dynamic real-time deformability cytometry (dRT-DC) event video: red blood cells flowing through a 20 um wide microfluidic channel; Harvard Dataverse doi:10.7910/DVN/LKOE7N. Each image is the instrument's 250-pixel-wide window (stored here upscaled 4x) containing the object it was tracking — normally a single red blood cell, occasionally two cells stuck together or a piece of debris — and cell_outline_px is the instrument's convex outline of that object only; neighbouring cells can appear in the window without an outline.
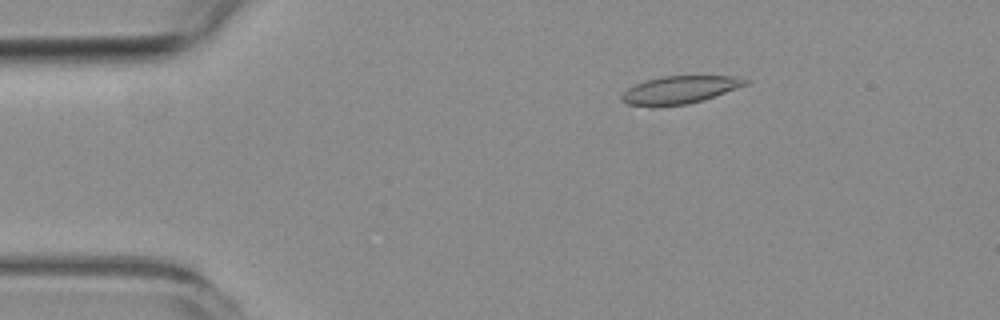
{"species": "common noctule bat (a hibernating species)", "species_latin": "Nyctalus noctula", "temperature_condition": "room temperature", "stored_images_in_passage": 4, "camera_frame_rate_fps": 3000, "um_per_image_px": 0.085, "animal": {"sex": "female", "body_mass_g": 19.3, "forearm_length_mm": 54.1}, "frame": {"image": 1, "passage_image": 1, "time_ms": 0.0, "image_size_px": [1000, 320], "cell_outline_px": [[752, 80], [748, 84], [704, 100], [688, 104], [656, 108], [652, 108], [628, 104], [620, 100], [620, 96], [628, 88], [644, 80], [664, 76], [732, 76]], "centroid_in_image_um": [57.74, 7.66], "position_along_channel_um": 27.3, "area_um2": 20.4}}
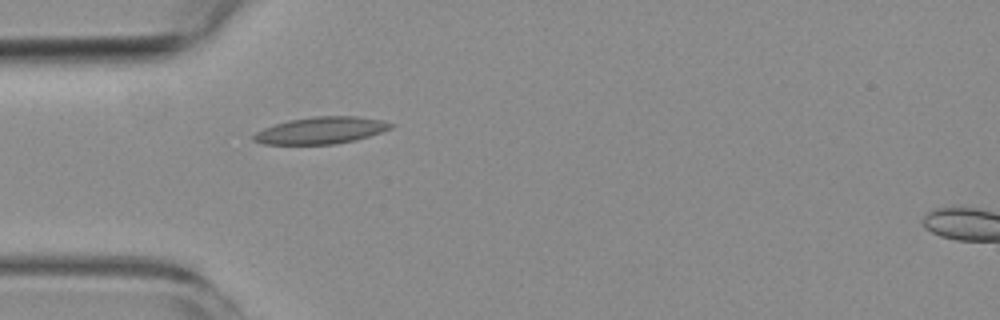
{"frame": {"image": 2, "passage_image": 3, "time_ms": 2.333, "image_size_px": [1000, 320], "cell_outline_px": [[396, 124], [392, 128], [356, 140], [336, 144], [264, 144], [252, 140], [252, 136], [256, 132], [264, 128], [288, 120], [316, 116], [356, 116], [380, 120]], "centroid_in_image_um": [27.28, 11.08], "position_along_channel_um": 57.7, "area_um2": 21.39}}